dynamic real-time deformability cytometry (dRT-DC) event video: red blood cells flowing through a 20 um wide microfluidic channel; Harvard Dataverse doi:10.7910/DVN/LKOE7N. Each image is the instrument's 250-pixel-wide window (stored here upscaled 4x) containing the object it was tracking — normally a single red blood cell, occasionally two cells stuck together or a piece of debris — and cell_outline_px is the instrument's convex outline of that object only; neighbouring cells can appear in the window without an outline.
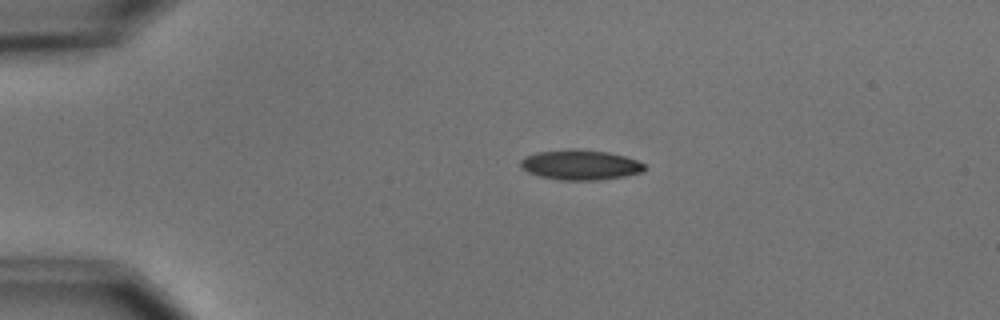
{"species": "common noctule bat (a hibernating species)", "species_latin": "Nyctalus noctula", "temperature_condition": "cold", "stored_images_in_passage": 4, "camera_frame_rate_fps": 3000, "um_per_image_px": 0.085, "animal": {"sex": "male", "body_mass_g": 15.6}, "frame": {"image": 1, "passage_image": 1, "time_ms": 0.0, "image_size_px": [1000, 320], "cell_outline_px": [[648, 168], [644, 172], [624, 176], [600, 180], [560, 180], [540, 176], [528, 172], [520, 168], [520, 160], [524, 156], [536, 152], [568, 148], [576, 148], [608, 152], [624, 156], [636, 160], [644, 164]], "centroid_in_image_um": [49.31, 14.0], "position_along_channel_um": 35.7, "area_um2": 22.08}}
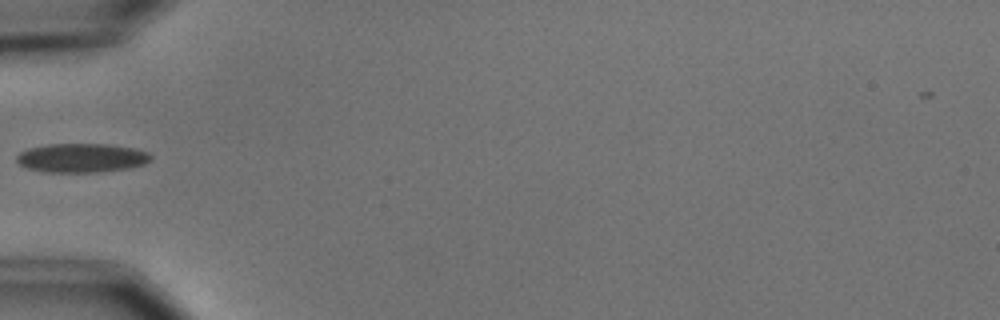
{"frame": {"image": 2, "passage_image": 3, "time_ms": 2.333, "image_size_px": [1000, 320], "cell_outline_px": [[152, 160], [144, 164], [132, 168], [100, 172], [44, 172], [28, 168], [20, 164], [16, 160], [16, 156], [20, 152], [32, 148], [48, 144], [108, 144], [136, 148], [148, 152], [152, 156]], "centroid_in_image_um": [7.0, 13.42], "position_along_channel_um": 78.0, "area_um2": 22.83}}